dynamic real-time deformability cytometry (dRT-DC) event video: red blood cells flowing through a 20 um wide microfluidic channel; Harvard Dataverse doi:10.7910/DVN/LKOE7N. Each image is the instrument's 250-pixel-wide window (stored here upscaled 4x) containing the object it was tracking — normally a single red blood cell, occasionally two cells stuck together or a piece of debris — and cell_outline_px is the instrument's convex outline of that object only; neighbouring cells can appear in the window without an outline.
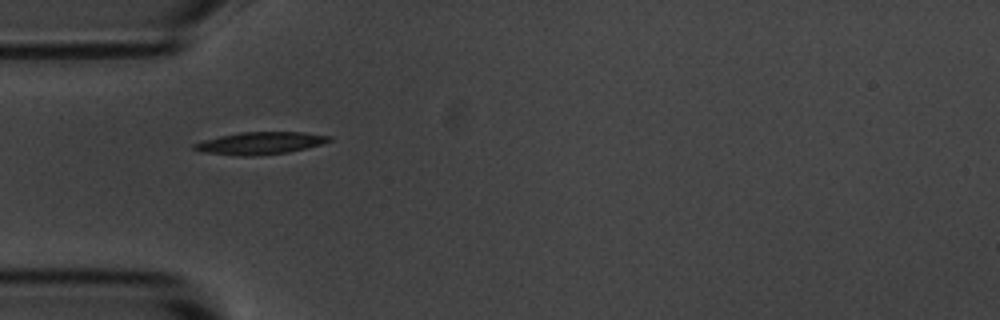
{"species": "common noctule bat (a hibernating species)", "species_latin": "Nyctalus noctula", "temperature_condition": "room temperature", "stored_images_in_passage": 37, "camera_frame_rate_fps": 3000, "um_per_image_px": 0.085, "animal": {"sex": "male", "body_mass_g": 20.1, "forearm_length_mm": 53.5}, "frame": {"image": 1, "passage_image": 1, "time_ms": 0.0, "image_size_px": [1000, 320], "cell_outline_px": [[332, 140], [320, 144], [288, 152], [256, 156], [236, 156], [200, 152], [192, 148], [192, 144], [204, 140], [220, 136], [240, 132], [304, 132], [332, 136]], "centroid_in_image_um": [22.07, 12.17], "position_along_channel_um": 62.9, "area_um2": 17.63}}
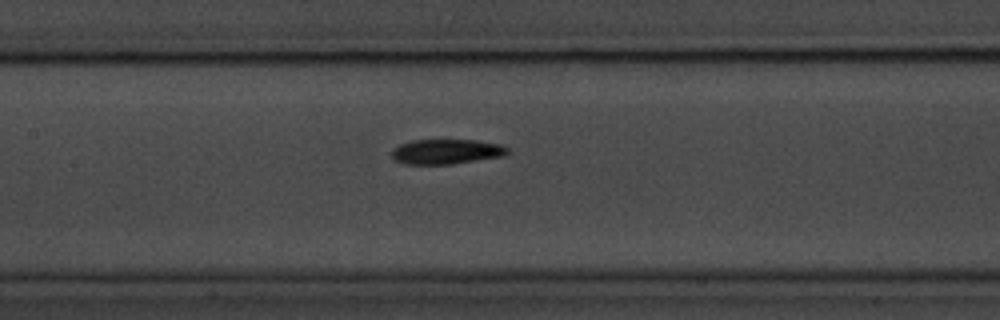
{"frame": {"image": 2, "passage_image": 10, "time_ms": 3.0, "image_size_px": [1000, 320], "cell_outline_px": [[508, 152], [504, 156], [452, 164], [404, 164], [396, 160], [392, 156], [392, 148], [400, 144], [412, 140], [476, 140], [500, 144], [508, 148]], "centroid_in_image_um": [37.94, 12.88], "position_along_channel_um": 169.5, "area_um2": 16.82}}
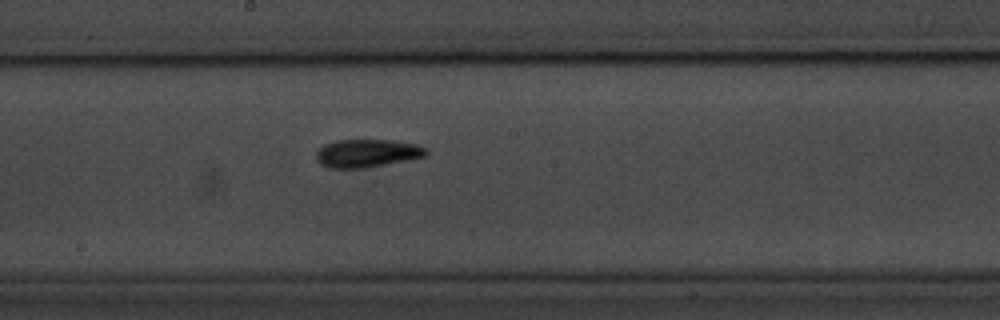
{"frame": {"image": 3, "passage_image": 14, "time_ms": 4.333, "image_size_px": [1000, 320], "cell_outline_px": [[428, 152], [424, 156], [408, 160], [364, 168], [328, 168], [320, 164], [316, 160], [316, 152], [324, 144], [336, 140], [392, 140], [416, 144], [428, 148]], "centroid_in_image_um": [31.19, 13.02], "position_along_channel_um": 217.0, "area_um2": 18.03}, "authors_computed_cell_mechanics": {"area_um2": 17.1666, "velocity_mm_per_s": 3.5714, "shape_relaxation_time_tau1_ms": 4.4144, "shape_relaxation_time_tau2_ms": null, "deformation_change_tau1": 0.1417, "deformation_change_tau2": null}}